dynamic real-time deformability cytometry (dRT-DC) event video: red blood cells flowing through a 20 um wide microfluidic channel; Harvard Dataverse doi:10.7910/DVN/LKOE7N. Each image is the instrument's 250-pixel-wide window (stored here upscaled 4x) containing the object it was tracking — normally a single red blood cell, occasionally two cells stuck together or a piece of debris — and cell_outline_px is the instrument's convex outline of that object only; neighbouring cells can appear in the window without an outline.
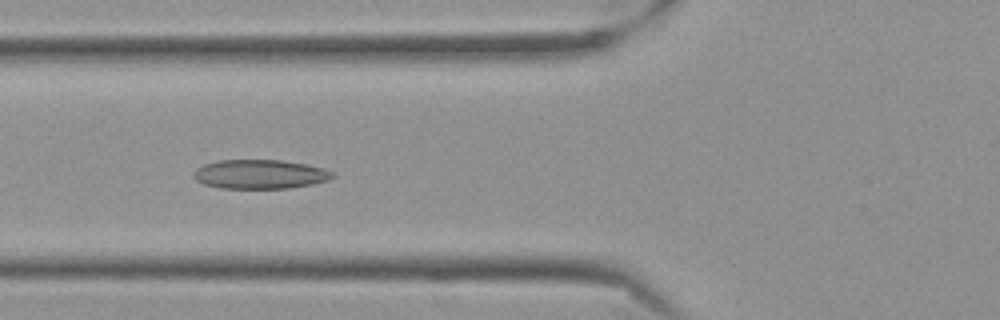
{"species": "Egyptian fruit bat (a non-hibernating species)", "species_latin": "Rousettus aegyptiacus", "temperature_condition": "cold", "stored_images_in_passage": 31, "camera_frame_rate_fps": 3000, "um_per_image_px": 0.085, "frame": {"image": 1, "passage_image": 8, "time_ms": 2.333, "image_size_px": [1000, 320], "cell_outline_px": [[336, 176], [328, 180], [312, 184], [288, 188], [220, 188], [204, 184], [196, 180], [192, 176], [192, 172], [196, 168], [204, 164], [216, 160], [280, 160], [304, 164], [324, 168], [332, 172]], "centroid_in_image_um": [22.06, 14.8], "position_along_channel_um": 103.7, "area_um2": 23.64}}
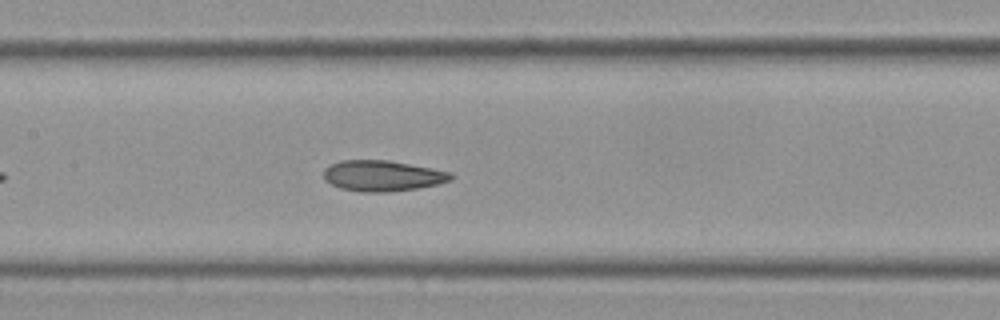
{"frame": {"image": 2, "passage_image": 14, "time_ms": 4.333, "image_size_px": [1000, 320], "cell_outline_px": [[452, 180], [436, 184], [416, 188], [388, 192], [360, 192], [340, 188], [324, 180], [324, 168], [340, 160], [388, 160], [432, 168], [448, 172], [452, 176]], "centroid_in_image_um": [32.46, 14.94], "position_along_channel_um": 174.9, "area_um2": 22.66}}
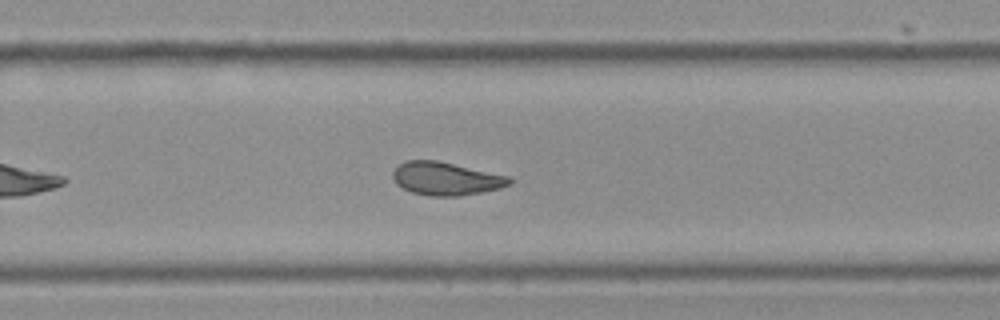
{"frame": {"image": 3, "passage_image": 24, "time_ms": 7.667, "image_size_px": [1000, 320], "cell_outline_px": [[512, 184], [500, 188], [460, 196], [432, 196], [412, 192], [396, 184], [392, 176], [392, 172], [404, 160], [436, 160], [512, 176]], "centroid_in_image_um": [37.94, 15.18], "position_along_channel_um": 291.9, "area_um2": 22.6}, "authors_computed_cell_mechanics": {"area_um2": 22.542, "velocity_mm_per_s": 3.5127, "shape_relaxation_time_tau1_ms": null, "shape_relaxation_time_tau2_ms": 2.6157, "deformation_change_tau1": null, "deformation_change_tau2": 0.094}}